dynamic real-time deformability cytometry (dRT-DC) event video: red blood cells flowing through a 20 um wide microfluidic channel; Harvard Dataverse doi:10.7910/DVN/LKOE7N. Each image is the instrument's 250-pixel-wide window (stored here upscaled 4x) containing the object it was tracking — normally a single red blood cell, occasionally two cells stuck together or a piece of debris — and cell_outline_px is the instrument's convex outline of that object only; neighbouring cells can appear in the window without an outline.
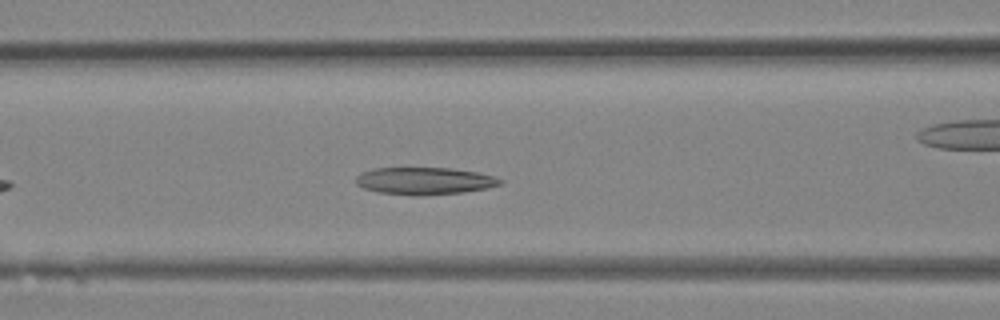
{"species": "Egyptian fruit bat (a non-hibernating species)", "species_latin": "Rousettus aegyptiacus", "temperature_condition": "room temperature", "stored_images_in_passage": 20, "camera_frame_rate_fps": 3000, "um_per_image_px": 0.085, "animal": {"sex": "female"}, "frame": {"image": 1, "passage_image": 6, "time_ms": 1.667, "image_size_px": [1000, 320], "cell_outline_px": [[504, 180], [500, 184], [488, 188], [460, 192], [420, 196], [416, 196], [380, 192], [364, 188], [356, 184], [356, 176], [360, 172], [372, 168], [452, 168], [476, 172], [496, 176]], "centroid_in_image_um": [36.08, 15.37], "position_along_channel_um": 130.5, "area_um2": 22.95}}
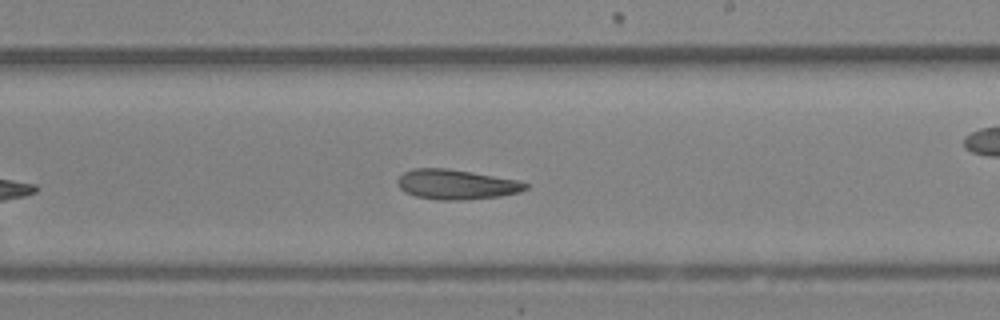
{"frame": {"image": 2, "passage_image": 12, "time_ms": 3.667, "image_size_px": [1000, 320], "cell_outline_px": [[528, 188], [520, 192], [500, 196], [464, 200], [436, 200], [416, 196], [404, 192], [396, 184], [396, 180], [404, 172], [412, 168], [448, 168], [472, 172], [516, 180], [528, 184]], "centroid_in_image_um": [38.74, 15.68], "position_along_channel_um": 250.3, "area_um2": 22.37}}